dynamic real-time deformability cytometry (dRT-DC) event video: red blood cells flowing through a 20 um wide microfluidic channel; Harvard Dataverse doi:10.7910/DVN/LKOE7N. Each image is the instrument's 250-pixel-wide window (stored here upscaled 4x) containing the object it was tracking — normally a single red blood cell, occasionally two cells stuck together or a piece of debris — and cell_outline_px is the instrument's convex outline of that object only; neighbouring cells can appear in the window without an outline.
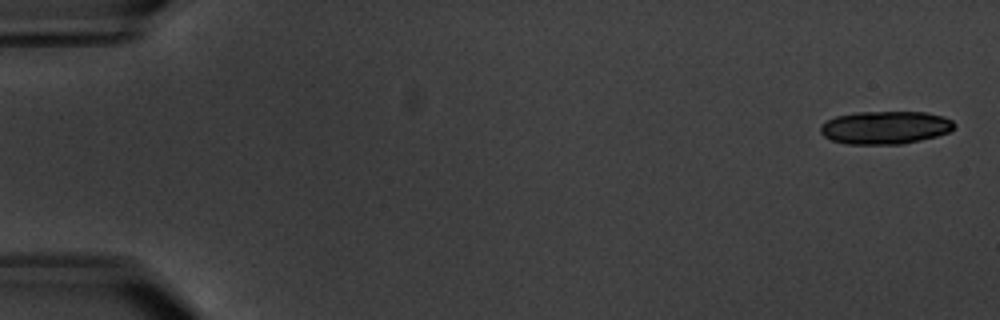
{"species": "common noctule bat (a hibernating species)", "species_latin": "Nyctalus noctula", "temperature_condition": "warm", "stored_images_in_passage": 6, "camera_frame_rate_fps": 3000, "um_per_image_px": 0.085, "animal": {"sex": "male", "body_mass_g": 20.1, "forearm_length_mm": 53.5}, "frame": {"image": 1, "passage_image": 1, "time_ms": 0.0, "image_size_px": [1000, 320], "cell_outline_px": [[956, 124], [948, 132], [936, 136], [920, 140], [900, 144], [844, 144], [832, 140], [824, 136], [820, 132], [820, 124], [836, 116], [856, 112], [924, 112], [944, 116], [952, 120]], "centroid_in_image_um": [75.22, 10.84], "position_along_channel_um": 9.8, "area_um2": 25.72}}